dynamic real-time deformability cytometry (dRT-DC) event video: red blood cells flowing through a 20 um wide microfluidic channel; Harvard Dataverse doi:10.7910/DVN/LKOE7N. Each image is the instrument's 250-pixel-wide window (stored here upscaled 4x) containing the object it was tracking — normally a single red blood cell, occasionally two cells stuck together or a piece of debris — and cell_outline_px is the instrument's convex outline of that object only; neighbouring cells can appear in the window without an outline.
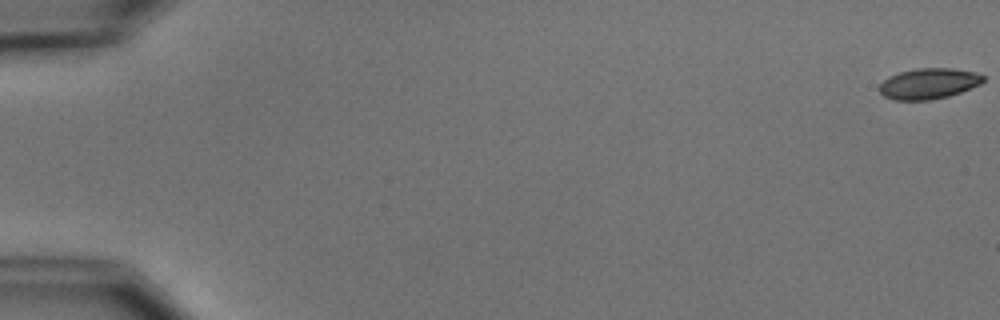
{"species": "common noctule bat (a hibernating species)", "species_latin": "Nyctalus noctula", "temperature_condition": "cold", "stored_images_in_passage": 6, "camera_frame_rate_fps": 3000, "um_per_image_px": 0.085, "animal": {"sex": "male", "body_mass_g": 15.6}, "frame": {"image": 1, "passage_image": 1, "time_ms": 0.0, "image_size_px": [1000, 320], "cell_outline_px": [[984, 80], [980, 84], [960, 92], [948, 96], [932, 100], [892, 100], [884, 96], [880, 92], [880, 84], [888, 76], [900, 72], [916, 68], [952, 68], [976, 72], [984, 76]], "centroid_in_image_um": [78.93, 7.1], "position_along_channel_um": 6.1, "area_um2": 18.61}}
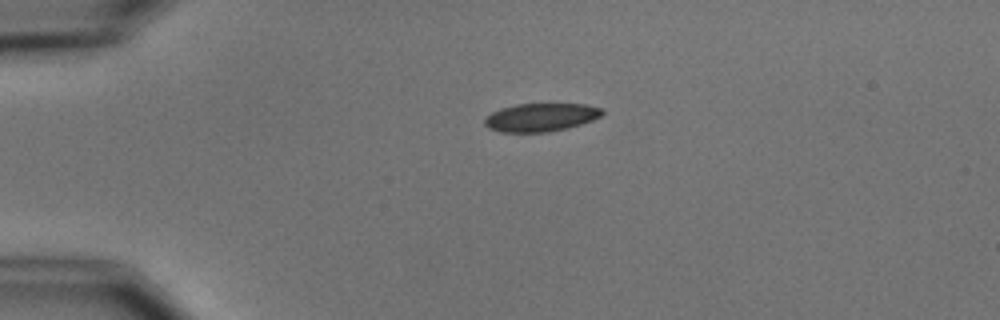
{"frame": {"image": 2, "passage_image": 5, "time_ms": 4.333, "image_size_px": [1000, 320], "cell_outline_px": [[604, 112], [600, 116], [592, 120], [568, 128], [548, 132], [500, 132], [488, 128], [484, 124], [484, 116], [500, 108], [516, 104], [584, 104], [600, 108]], "centroid_in_image_um": [45.91, 9.97], "position_along_channel_um": 39.1, "area_um2": 19.36}}